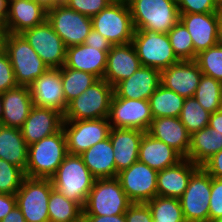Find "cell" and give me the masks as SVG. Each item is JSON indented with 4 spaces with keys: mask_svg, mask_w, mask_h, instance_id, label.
<instances>
[{
    "mask_svg": "<svg viewBox=\"0 0 222 222\" xmlns=\"http://www.w3.org/2000/svg\"><path fill=\"white\" fill-rule=\"evenodd\" d=\"M111 128L138 129L147 132L153 120L148 100L112 96L108 114Z\"/></svg>",
    "mask_w": 222,
    "mask_h": 222,
    "instance_id": "obj_13",
    "label": "cell"
},
{
    "mask_svg": "<svg viewBox=\"0 0 222 222\" xmlns=\"http://www.w3.org/2000/svg\"><path fill=\"white\" fill-rule=\"evenodd\" d=\"M218 20L219 12L180 13V21L189 31L197 54L217 45Z\"/></svg>",
    "mask_w": 222,
    "mask_h": 222,
    "instance_id": "obj_18",
    "label": "cell"
},
{
    "mask_svg": "<svg viewBox=\"0 0 222 222\" xmlns=\"http://www.w3.org/2000/svg\"><path fill=\"white\" fill-rule=\"evenodd\" d=\"M210 114L194 97H189L184 100L179 119L187 132L192 135L208 126Z\"/></svg>",
    "mask_w": 222,
    "mask_h": 222,
    "instance_id": "obj_37",
    "label": "cell"
},
{
    "mask_svg": "<svg viewBox=\"0 0 222 222\" xmlns=\"http://www.w3.org/2000/svg\"><path fill=\"white\" fill-rule=\"evenodd\" d=\"M82 222H126L125 215L83 216Z\"/></svg>",
    "mask_w": 222,
    "mask_h": 222,
    "instance_id": "obj_49",
    "label": "cell"
},
{
    "mask_svg": "<svg viewBox=\"0 0 222 222\" xmlns=\"http://www.w3.org/2000/svg\"><path fill=\"white\" fill-rule=\"evenodd\" d=\"M114 88L103 78L68 103L63 121L108 118Z\"/></svg>",
    "mask_w": 222,
    "mask_h": 222,
    "instance_id": "obj_6",
    "label": "cell"
},
{
    "mask_svg": "<svg viewBox=\"0 0 222 222\" xmlns=\"http://www.w3.org/2000/svg\"><path fill=\"white\" fill-rule=\"evenodd\" d=\"M131 204L117 177L95 179L83 207V216L123 215Z\"/></svg>",
    "mask_w": 222,
    "mask_h": 222,
    "instance_id": "obj_4",
    "label": "cell"
},
{
    "mask_svg": "<svg viewBox=\"0 0 222 222\" xmlns=\"http://www.w3.org/2000/svg\"><path fill=\"white\" fill-rule=\"evenodd\" d=\"M157 173L139 160L121 170L117 178L132 203H147L157 196Z\"/></svg>",
    "mask_w": 222,
    "mask_h": 222,
    "instance_id": "obj_15",
    "label": "cell"
},
{
    "mask_svg": "<svg viewBox=\"0 0 222 222\" xmlns=\"http://www.w3.org/2000/svg\"><path fill=\"white\" fill-rule=\"evenodd\" d=\"M89 47H95L99 50H110L112 44L99 32L92 29L84 41Z\"/></svg>",
    "mask_w": 222,
    "mask_h": 222,
    "instance_id": "obj_47",
    "label": "cell"
},
{
    "mask_svg": "<svg viewBox=\"0 0 222 222\" xmlns=\"http://www.w3.org/2000/svg\"><path fill=\"white\" fill-rule=\"evenodd\" d=\"M222 221V179L211 177L209 222Z\"/></svg>",
    "mask_w": 222,
    "mask_h": 222,
    "instance_id": "obj_43",
    "label": "cell"
},
{
    "mask_svg": "<svg viewBox=\"0 0 222 222\" xmlns=\"http://www.w3.org/2000/svg\"><path fill=\"white\" fill-rule=\"evenodd\" d=\"M67 152L80 155L98 142L108 138L110 123L107 118L95 120L63 121Z\"/></svg>",
    "mask_w": 222,
    "mask_h": 222,
    "instance_id": "obj_12",
    "label": "cell"
},
{
    "mask_svg": "<svg viewBox=\"0 0 222 222\" xmlns=\"http://www.w3.org/2000/svg\"><path fill=\"white\" fill-rule=\"evenodd\" d=\"M160 84V70L141 66L114 87V95L119 98L149 100Z\"/></svg>",
    "mask_w": 222,
    "mask_h": 222,
    "instance_id": "obj_21",
    "label": "cell"
},
{
    "mask_svg": "<svg viewBox=\"0 0 222 222\" xmlns=\"http://www.w3.org/2000/svg\"><path fill=\"white\" fill-rule=\"evenodd\" d=\"M2 114H3V102H2V96L0 94V121L2 119Z\"/></svg>",
    "mask_w": 222,
    "mask_h": 222,
    "instance_id": "obj_56",
    "label": "cell"
},
{
    "mask_svg": "<svg viewBox=\"0 0 222 222\" xmlns=\"http://www.w3.org/2000/svg\"><path fill=\"white\" fill-rule=\"evenodd\" d=\"M202 75L195 60H180L160 71V83L178 95L189 98L194 97Z\"/></svg>",
    "mask_w": 222,
    "mask_h": 222,
    "instance_id": "obj_17",
    "label": "cell"
},
{
    "mask_svg": "<svg viewBox=\"0 0 222 222\" xmlns=\"http://www.w3.org/2000/svg\"><path fill=\"white\" fill-rule=\"evenodd\" d=\"M184 157L171 146L151 136L143 134L139 145L140 162L157 171L172 167L182 161Z\"/></svg>",
    "mask_w": 222,
    "mask_h": 222,
    "instance_id": "obj_26",
    "label": "cell"
},
{
    "mask_svg": "<svg viewBox=\"0 0 222 222\" xmlns=\"http://www.w3.org/2000/svg\"><path fill=\"white\" fill-rule=\"evenodd\" d=\"M154 222H186L177 198L157 195L147 202Z\"/></svg>",
    "mask_w": 222,
    "mask_h": 222,
    "instance_id": "obj_36",
    "label": "cell"
},
{
    "mask_svg": "<svg viewBox=\"0 0 222 222\" xmlns=\"http://www.w3.org/2000/svg\"><path fill=\"white\" fill-rule=\"evenodd\" d=\"M33 105L50 108L62 115L67 110L60 68H49L29 85Z\"/></svg>",
    "mask_w": 222,
    "mask_h": 222,
    "instance_id": "obj_16",
    "label": "cell"
},
{
    "mask_svg": "<svg viewBox=\"0 0 222 222\" xmlns=\"http://www.w3.org/2000/svg\"><path fill=\"white\" fill-rule=\"evenodd\" d=\"M145 132L138 129L110 128L109 138L114 150L116 177L139 158V145Z\"/></svg>",
    "mask_w": 222,
    "mask_h": 222,
    "instance_id": "obj_22",
    "label": "cell"
},
{
    "mask_svg": "<svg viewBox=\"0 0 222 222\" xmlns=\"http://www.w3.org/2000/svg\"><path fill=\"white\" fill-rule=\"evenodd\" d=\"M50 179L56 190L83 208L96 178L80 155L68 154Z\"/></svg>",
    "mask_w": 222,
    "mask_h": 222,
    "instance_id": "obj_2",
    "label": "cell"
},
{
    "mask_svg": "<svg viewBox=\"0 0 222 222\" xmlns=\"http://www.w3.org/2000/svg\"><path fill=\"white\" fill-rule=\"evenodd\" d=\"M199 167L184 158L178 164L158 171L157 195L179 199L185 192L190 177Z\"/></svg>",
    "mask_w": 222,
    "mask_h": 222,
    "instance_id": "obj_24",
    "label": "cell"
},
{
    "mask_svg": "<svg viewBox=\"0 0 222 222\" xmlns=\"http://www.w3.org/2000/svg\"><path fill=\"white\" fill-rule=\"evenodd\" d=\"M124 215L126 222H154L147 203H132Z\"/></svg>",
    "mask_w": 222,
    "mask_h": 222,
    "instance_id": "obj_45",
    "label": "cell"
},
{
    "mask_svg": "<svg viewBox=\"0 0 222 222\" xmlns=\"http://www.w3.org/2000/svg\"><path fill=\"white\" fill-rule=\"evenodd\" d=\"M141 65L163 70L179 62L167 33L151 30H135L131 42Z\"/></svg>",
    "mask_w": 222,
    "mask_h": 222,
    "instance_id": "obj_8",
    "label": "cell"
},
{
    "mask_svg": "<svg viewBox=\"0 0 222 222\" xmlns=\"http://www.w3.org/2000/svg\"><path fill=\"white\" fill-rule=\"evenodd\" d=\"M112 2L114 0H65L63 3L69 8L92 18Z\"/></svg>",
    "mask_w": 222,
    "mask_h": 222,
    "instance_id": "obj_42",
    "label": "cell"
},
{
    "mask_svg": "<svg viewBox=\"0 0 222 222\" xmlns=\"http://www.w3.org/2000/svg\"><path fill=\"white\" fill-rule=\"evenodd\" d=\"M47 10L34 0H20L9 3V13L2 25L5 32L21 34L24 30L42 24Z\"/></svg>",
    "mask_w": 222,
    "mask_h": 222,
    "instance_id": "obj_23",
    "label": "cell"
},
{
    "mask_svg": "<svg viewBox=\"0 0 222 222\" xmlns=\"http://www.w3.org/2000/svg\"><path fill=\"white\" fill-rule=\"evenodd\" d=\"M63 115L50 108L33 106L23 126L21 132L26 144L40 141L44 137L58 132L62 128Z\"/></svg>",
    "mask_w": 222,
    "mask_h": 222,
    "instance_id": "obj_20",
    "label": "cell"
},
{
    "mask_svg": "<svg viewBox=\"0 0 222 222\" xmlns=\"http://www.w3.org/2000/svg\"><path fill=\"white\" fill-rule=\"evenodd\" d=\"M147 132L174 148L184 158L187 157L191 135L187 132L179 117L153 118Z\"/></svg>",
    "mask_w": 222,
    "mask_h": 222,
    "instance_id": "obj_27",
    "label": "cell"
},
{
    "mask_svg": "<svg viewBox=\"0 0 222 222\" xmlns=\"http://www.w3.org/2000/svg\"><path fill=\"white\" fill-rule=\"evenodd\" d=\"M141 66L132 43L112 45L108 52L103 79L114 88L119 82L133 75Z\"/></svg>",
    "mask_w": 222,
    "mask_h": 222,
    "instance_id": "obj_19",
    "label": "cell"
},
{
    "mask_svg": "<svg viewBox=\"0 0 222 222\" xmlns=\"http://www.w3.org/2000/svg\"><path fill=\"white\" fill-rule=\"evenodd\" d=\"M49 222H82L83 208L53 188L48 201Z\"/></svg>",
    "mask_w": 222,
    "mask_h": 222,
    "instance_id": "obj_33",
    "label": "cell"
},
{
    "mask_svg": "<svg viewBox=\"0 0 222 222\" xmlns=\"http://www.w3.org/2000/svg\"><path fill=\"white\" fill-rule=\"evenodd\" d=\"M68 155L63 128L28 146L25 177L50 179Z\"/></svg>",
    "mask_w": 222,
    "mask_h": 222,
    "instance_id": "obj_1",
    "label": "cell"
},
{
    "mask_svg": "<svg viewBox=\"0 0 222 222\" xmlns=\"http://www.w3.org/2000/svg\"><path fill=\"white\" fill-rule=\"evenodd\" d=\"M109 50H99L86 44L66 48L65 66L88 72L102 79L106 69Z\"/></svg>",
    "mask_w": 222,
    "mask_h": 222,
    "instance_id": "obj_28",
    "label": "cell"
},
{
    "mask_svg": "<svg viewBox=\"0 0 222 222\" xmlns=\"http://www.w3.org/2000/svg\"><path fill=\"white\" fill-rule=\"evenodd\" d=\"M80 156L96 179L116 177L114 150L109 137L96 143Z\"/></svg>",
    "mask_w": 222,
    "mask_h": 222,
    "instance_id": "obj_29",
    "label": "cell"
},
{
    "mask_svg": "<svg viewBox=\"0 0 222 222\" xmlns=\"http://www.w3.org/2000/svg\"><path fill=\"white\" fill-rule=\"evenodd\" d=\"M0 159L20 167L24 172L28 159V145L21 129L0 124Z\"/></svg>",
    "mask_w": 222,
    "mask_h": 222,
    "instance_id": "obj_31",
    "label": "cell"
},
{
    "mask_svg": "<svg viewBox=\"0 0 222 222\" xmlns=\"http://www.w3.org/2000/svg\"><path fill=\"white\" fill-rule=\"evenodd\" d=\"M208 126L222 134V109L210 114Z\"/></svg>",
    "mask_w": 222,
    "mask_h": 222,
    "instance_id": "obj_50",
    "label": "cell"
},
{
    "mask_svg": "<svg viewBox=\"0 0 222 222\" xmlns=\"http://www.w3.org/2000/svg\"><path fill=\"white\" fill-rule=\"evenodd\" d=\"M195 61L203 75L222 82V46L217 44L199 52Z\"/></svg>",
    "mask_w": 222,
    "mask_h": 222,
    "instance_id": "obj_39",
    "label": "cell"
},
{
    "mask_svg": "<svg viewBox=\"0 0 222 222\" xmlns=\"http://www.w3.org/2000/svg\"><path fill=\"white\" fill-rule=\"evenodd\" d=\"M202 167L211 177L222 179V150L209 158Z\"/></svg>",
    "mask_w": 222,
    "mask_h": 222,
    "instance_id": "obj_46",
    "label": "cell"
},
{
    "mask_svg": "<svg viewBox=\"0 0 222 222\" xmlns=\"http://www.w3.org/2000/svg\"><path fill=\"white\" fill-rule=\"evenodd\" d=\"M92 28L112 45L132 42L134 26L127 1H114L91 18Z\"/></svg>",
    "mask_w": 222,
    "mask_h": 222,
    "instance_id": "obj_7",
    "label": "cell"
},
{
    "mask_svg": "<svg viewBox=\"0 0 222 222\" xmlns=\"http://www.w3.org/2000/svg\"><path fill=\"white\" fill-rule=\"evenodd\" d=\"M34 1L40 4L46 10L54 8L57 5L63 3L61 0H34Z\"/></svg>",
    "mask_w": 222,
    "mask_h": 222,
    "instance_id": "obj_53",
    "label": "cell"
},
{
    "mask_svg": "<svg viewBox=\"0 0 222 222\" xmlns=\"http://www.w3.org/2000/svg\"><path fill=\"white\" fill-rule=\"evenodd\" d=\"M4 50L13 67L16 83L29 86L49 69L21 34L5 33Z\"/></svg>",
    "mask_w": 222,
    "mask_h": 222,
    "instance_id": "obj_5",
    "label": "cell"
},
{
    "mask_svg": "<svg viewBox=\"0 0 222 222\" xmlns=\"http://www.w3.org/2000/svg\"><path fill=\"white\" fill-rule=\"evenodd\" d=\"M13 1H20V0H8L9 3H10V2H13Z\"/></svg>",
    "mask_w": 222,
    "mask_h": 222,
    "instance_id": "obj_57",
    "label": "cell"
},
{
    "mask_svg": "<svg viewBox=\"0 0 222 222\" xmlns=\"http://www.w3.org/2000/svg\"><path fill=\"white\" fill-rule=\"evenodd\" d=\"M217 44L222 46V10L219 12Z\"/></svg>",
    "mask_w": 222,
    "mask_h": 222,
    "instance_id": "obj_54",
    "label": "cell"
},
{
    "mask_svg": "<svg viewBox=\"0 0 222 222\" xmlns=\"http://www.w3.org/2000/svg\"><path fill=\"white\" fill-rule=\"evenodd\" d=\"M222 150V134L209 126L194 132L186 159L202 166L214 154Z\"/></svg>",
    "mask_w": 222,
    "mask_h": 222,
    "instance_id": "obj_30",
    "label": "cell"
},
{
    "mask_svg": "<svg viewBox=\"0 0 222 222\" xmlns=\"http://www.w3.org/2000/svg\"><path fill=\"white\" fill-rule=\"evenodd\" d=\"M211 176L200 166L179 198L186 222H209Z\"/></svg>",
    "mask_w": 222,
    "mask_h": 222,
    "instance_id": "obj_11",
    "label": "cell"
},
{
    "mask_svg": "<svg viewBox=\"0 0 222 222\" xmlns=\"http://www.w3.org/2000/svg\"><path fill=\"white\" fill-rule=\"evenodd\" d=\"M0 30H4L1 23H0Z\"/></svg>",
    "mask_w": 222,
    "mask_h": 222,
    "instance_id": "obj_58",
    "label": "cell"
},
{
    "mask_svg": "<svg viewBox=\"0 0 222 222\" xmlns=\"http://www.w3.org/2000/svg\"><path fill=\"white\" fill-rule=\"evenodd\" d=\"M24 178L25 173L20 167L0 159L1 194H16Z\"/></svg>",
    "mask_w": 222,
    "mask_h": 222,
    "instance_id": "obj_40",
    "label": "cell"
},
{
    "mask_svg": "<svg viewBox=\"0 0 222 222\" xmlns=\"http://www.w3.org/2000/svg\"><path fill=\"white\" fill-rule=\"evenodd\" d=\"M179 13H212L222 10L221 0H176Z\"/></svg>",
    "mask_w": 222,
    "mask_h": 222,
    "instance_id": "obj_41",
    "label": "cell"
},
{
    "mask_svg": "<svg viewBox=\"0 0 222 222\" xmlns=\"http://www.w3.org/2000/svg\"><path fill=\"white\" fill-rule=\"evenodd\" d=\"M135 30L168 33L179 21L176 0H127Z\"/></svg>",
    "mask_w": 222,
    "mask_h": 222,
    "instance_id": "obj_3",
    "label": "cell"
},
{
    "mask_svg": "<svg viewBox=\"0 0 222 222\" xmlns=\"http://www.w3.org/2000/svg\"><path fill=\"white\" fill-rule=\"evenodd\" d=\"M9 2L8 0H0V23L3 25L8 17Z\"/></svg>",
    "mask_w": 222,
    "mask_h": 222,
    "instance_id": "obj_52",
    "label": "cell"
},
{
    "mask_svg": "<svg viewBox=\"0 0 222 222\" xmlns=\"http://www.w3.org/2000/svg\"><path fill=\"white\" fill-rule=\"evenodd\" d=\"M3 114L1 125L21 129L33 105L29 86L9 89L1 94Z\"/></svg>",
    "mask_w": 222,
    "mask_h": 222,
    "instance_id": "obj_25",
    "label": "cell"
},
{
    "mask_svg": "<svg viewBox=\"0 0 222 222\" xmlns=\"http://www.w3.org/2000/svg\"><path fill=\"white\" fill-rule=\"evenodd\" d=\"M13 67L7 52H0V94L17 87Z\"/></svg>",
    "mask_w": 222,
    "mask_h": 222,
    "instance_id": "obj_44",
    "label": "cell"
},
{
    "mask_svg": "<svg viewBox=\"0 0 222 222\" xmlns=\"http://www.w3.org/2000/svg\"><path fill=\"white\" fill-rule=\"evenodd\" d=\"M53 188L51 179H23L15 195L26 222H49L48 201Z\"/></svg>",
    "mask_w": 222,
    "mask_h": 222,
    "instance_id": "obj_9",
    "label": "cell"
},
{
    "mask_svg": "<svg viewBox=\"0 0 222 222\" xmlns=\"http://www.w3.org/2000/svg\"><path fill=\"white\" fill-rule=\"evenodd\" d=\"M60 71L62 88L67 103L78 97L98 80L91 73L68 68L65 65L60 68Z\"/></svg>",
    "mask_w": 222,
    "mask_h": 222,
    "instance_id": "obj_34",
    "label": "cell"
},
{
    "mask_svg": "<svg viewBox=\"0 0 222 222\" xmlns=\"http://www.w3.org/2000/svg\"><path fill=\"white\" fill-rule=\"evenodd\" d=\"M184 100V97L160 84L148 100L152 117H179Z\"/></svg>",
    "mask_w": 222,
    "mask_h": 222,
    "instance_id": "obj_32",
    "label": "cell"
},
{
    "mask_svg": "<svg viewBox=\"0 0 222 222\" xmlns=\"http://www.w3.org/2000/svg\"><path fill=\"white\" fill-rule=\"evenodd\" d=\"M17 206L15 194H1L0 193V221L6 217L12 209Z\"/></svg>",
    "mask_w": 222,
    "mask_h": 222,
    "instance_id": "obj_48",
    "label": "cell"
},
{
    "mask_svg": "<svg viewBox=\"0 0 222 222\" xmlns=\"http://www.w3.org/2000/svg\"><path fill=\"white\" fill-rule=\"evenodd\" d=\"M0 222H26L21 210L16 206L11 212Z\"/></svg>",
    "mask_w": 222,
    "mask_h": 222,
    "instance_id": "obj_51",
    "label": "cell"
},
{
    "mask_svg": "<svg viewBox=\"0 0 222 222\" xmlns=\"http://www.w3.org/2000/svg\"><path fill=\"white\" fill-rule=\"evenodd\" d=\"M5 31L0 30V52L4 49V36H5Z\"/></svg>",
    "mask_w": 222,
    "mask_h": 222,
    "instance_id": "obj_55",
    "label": "cell"
},
{
    "mask_svg": "<svg viewBox=\"0 0 222 222\" xmlns=\"http://www.w3.org/2000/svg\"><path fill=\"white\" fill-rule=\"evenodd\" d=\"M21 35L49 68H61L65 65L66 47L47 20L24 30Z\"/></svg>",
    "mask_w": 222,
    "mask_h": 222,
    "instance_id": "obj_14",
    "label": "cell"
},
{
    "mask_svg": "<svg viewBox=\"0 0 222 222\" xmlns=\"http://www.w3.org/2000/svg\"><path fill=\"white\" fill-rule=\"evenodd\" d=\"M46 20L61 37L66 48L83 44L92 28V20L64 3L47 10Z\"/></svg>",
    "mask_w": 222,
    "mask_h": 222,
    "instance_id": "obj_10",
    "label": "cell"
},
{
    "mask_svg": "<svg viewBox=\"0 0 222 222\" xmlns=\"http://www.w3.org/2000/svg\"><path fill=\"white\" fill-rule=\"evenodd\" d=\"M167 34L173 51L179 60H195L197 53L194 51L193 40L181 21Z\"/></svg>",
    "mask_w": 222,
    "mask_h": 222,
    "instance_id": "obj_38",
    "label": "cell"
},
{
    "mask_svg": "<svg viewBox=\"0 0 222 222\" xmlns=\"http://www.w3.org/2000/svg\"><path fill=\"white\" fill-rule=\"evenodd\" d=\"M194 98L210 113L221 110L222 82L212 77L202 75Z\"/></svg>",
    "mask_w": 222,
    "mask_h": 222,
    "instance_id": "obj_35",
    "label": "cell"
}]
</instances>
